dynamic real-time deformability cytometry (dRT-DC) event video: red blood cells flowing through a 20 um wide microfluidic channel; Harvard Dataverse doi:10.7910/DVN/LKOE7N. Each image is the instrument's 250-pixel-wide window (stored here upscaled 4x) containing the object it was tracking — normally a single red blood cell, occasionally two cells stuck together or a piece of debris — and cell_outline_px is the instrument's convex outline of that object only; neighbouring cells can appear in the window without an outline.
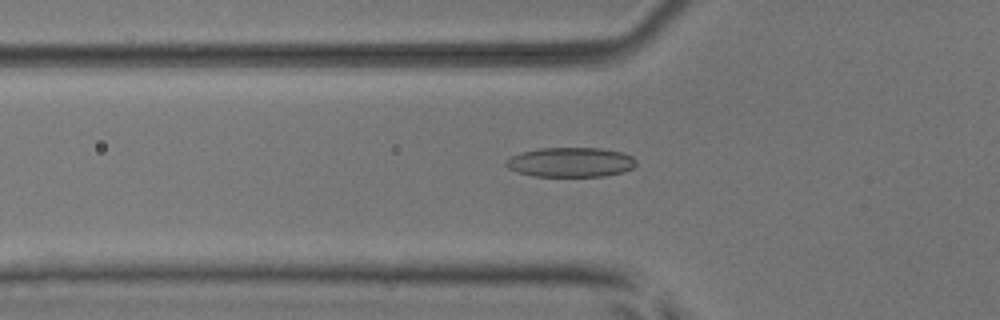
{"species": "common noctule bat (a hibernating species)", "species_latin": "Nyctalus noctula", "temperature_condition": "room temperature", "stored_images_in_passage": 24, "camera_frame_rate_fps": 3000, "um_per_image_px": 0.085, "animal": {"sex": "male", "body_mass_g": 17.9, "forearm_length_mm": 54.2}, "frame": {"image": 1, "passage_image": 8, "time_ms": 2.333, "image_size_px": [1000, 320], "cell_outline_px": [[636, 164], [632, 168], [620, 172], [604, 176], [532, 176], [508, 168], [504, 164], [504, 160], [512, 156], [524, 152], [540, 148], [600, 148], [624, 152], [632, 156], [636, 160]], "centroid_in_image_um": [48.51, 13.78], "position_along_channel_um": 77.3, "area_um2": 22.37}}
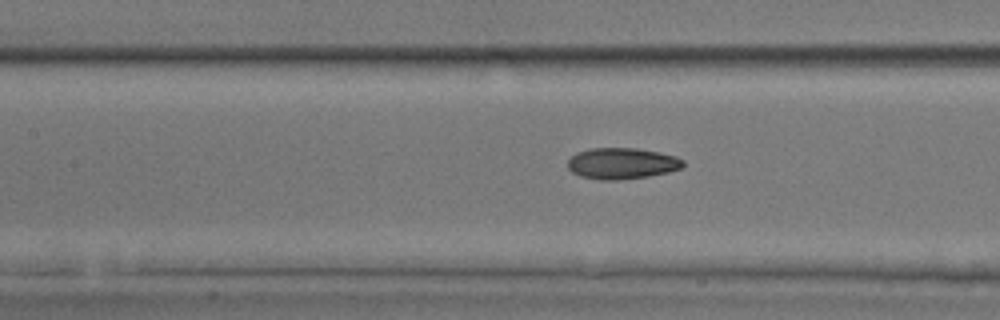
{"frame": {"image": 2, "passage_image": 14, "time_ms": 4.333, "image_size_px": [1000, 320], "cell_outline_px": [[684, 164], [680, 168], [668, 172], [648, 176], [616, 180], [600, 180], [580, 176], [572, 172], [568, 168], [568, 160], [576, 152], [592, 148], [636, 148], [660, 152], [676, 156], [684, 160]], "centroid_in_image_um": [52.85, 13.88], "position_along_channel_um": 154.5, "area_um2": 20.98}}
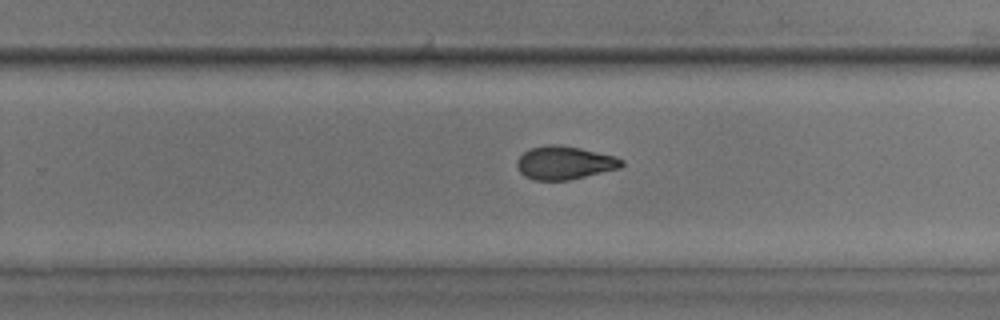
{"frame": {"image": 3, "passage_image": 24, "time_ms": 7.667, "image_size_px": [1000, 320], "cell_outline_px": [[624, 164], [620, 168], [568, 180], [532, 180], [524, 176], [520, 172], [516, 164], [516, 160], [528, 148], [548, 144], [560, 144], [580, 148], [616, 156], [624, 160]], "centroid_in_image_um": [47.97, 13.82], "position_along_channel_um": 281.8, "area_um2": 20.46}}